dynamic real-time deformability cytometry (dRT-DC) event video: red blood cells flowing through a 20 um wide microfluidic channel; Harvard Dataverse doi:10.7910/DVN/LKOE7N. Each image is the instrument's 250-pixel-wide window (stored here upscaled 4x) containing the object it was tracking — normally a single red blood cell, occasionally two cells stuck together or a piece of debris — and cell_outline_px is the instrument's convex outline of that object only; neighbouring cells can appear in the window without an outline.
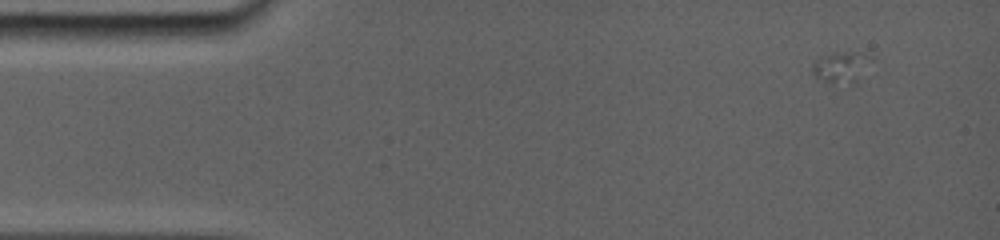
{"species": "common noctule bat (a hibernating species)", "species_latin": "Nyctalus noctula", "temperature_condition": "room temperature", "stored_images_in_passage": 9, "camera_frame_rate_fps": 5000, "um_per_image_px": 0.085, "animal": {"sex": "female", "body_mass_g": 19.0, "forearm_length_mm": 56.7}, "frame": {"image": 1, "passage_image": 2, "time_ms": 0.4, "image_size_px": [1000, 240], "cell_outline_px": [[860, 84], [836, 92], [816, 76], [812, 72], [812, 64], [820, 56], [832, 52], [852, 52], [856, 56]], "centroid_in_image_um": [71.18, 5.97], "position_along_channel_um": 13.8, "area_um2": 10.29}}